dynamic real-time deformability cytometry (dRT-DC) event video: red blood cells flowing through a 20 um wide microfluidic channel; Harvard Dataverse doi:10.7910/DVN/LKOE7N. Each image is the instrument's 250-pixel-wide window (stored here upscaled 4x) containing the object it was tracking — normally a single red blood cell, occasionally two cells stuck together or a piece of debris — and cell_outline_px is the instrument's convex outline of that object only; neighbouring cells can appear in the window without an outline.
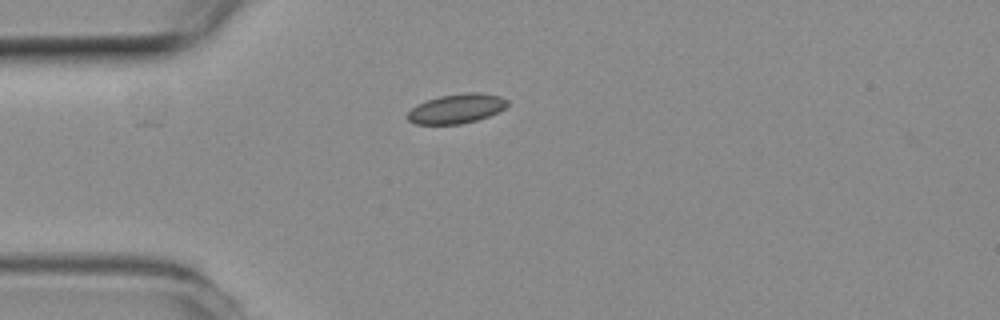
{"species": "common noctule bat (a hibernating species)", "species_latin": "Nyctalus noctula", "temperature_condition": "room temperature", "stored_images_in_passage": 1, "camera_frame_rate_fps": 3000, "um_per_image_px": 0.085, "animal": {"sex": "female", "body_mass_g": 19.3, "forearm_length_mm": 54.1}, "frame": {"image": 1, "passage_image": 1, "time_ms": 0.0, "image_size_px": [1000, 320], "cell_outline_px": [[508, 104], [504, 108], [488, 116], [476, 120], [460, 124], [416, 124], [408, 120], [408, 112], [416, 104], [440, 96], [464, 92], [480, 92], [500, 96], [508, 100]], "centroid_in_image_um": [38.81, 9.22], "position_along_channel_um": 46.2, "area_um2": 17.05}}